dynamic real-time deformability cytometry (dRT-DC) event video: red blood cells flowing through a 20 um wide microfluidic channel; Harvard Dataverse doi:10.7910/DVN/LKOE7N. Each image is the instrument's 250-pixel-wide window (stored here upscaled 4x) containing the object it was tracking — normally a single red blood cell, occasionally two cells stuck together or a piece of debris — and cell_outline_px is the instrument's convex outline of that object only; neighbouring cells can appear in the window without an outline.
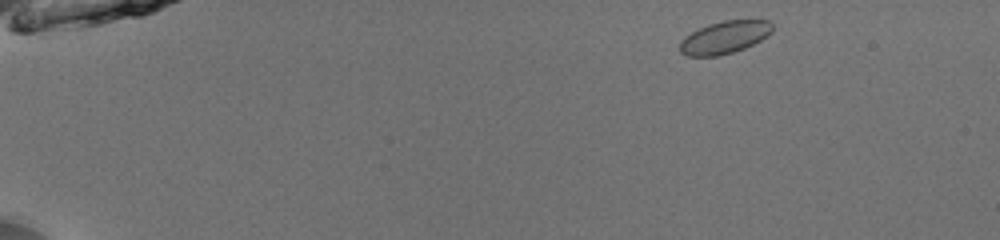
{"species": "common noctule bat (a hibernating species)", "species_latin": "Nyctalus noctula", "temperature_condition": "room temperature", "stored_images_in_passage": 46, "camera_frame_rate_fps": 3000, "um_per_image_px": 0.085, "animal": {"sex": "male", "body_mass_g": 13.0, "forearm_length_mm": 53.1}, "frame": {"image": 1, "passage_image": 1, "time_ms": 0.0, "image_size_px": [1000, 240], "cell_outline_px": [[772, 32], [760, 40], [744, 48], [720, 56], [688, 56], [680, 52], [680, 40], [684, 36], [708, 24], [724, 20], [772, 20]], "centroid_in_image_um": [61.58, 3.17], "position_along_channel_um": 23.4, "area_um2": 17.51}}
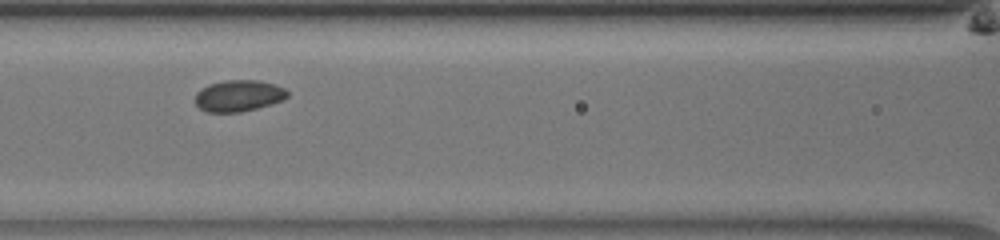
{"frame": {"image": 2, "passage_image": 19, "time_ms": 6.0, "image_size_px": [1000, 240], "cell_outline_px": [[288, 96], [284, 100], [272, 104], [240, 112], [208, 112], [200, 108], [196, 104], [196, 92], [200, 88], [208, 84], [224, 80], [260, 80], [276, 84], [284, 88], [288, 92]], "centroid_in_image_um": [20.3, 8.12], "position_along_channel_um": 146.3, "area_um2": 17.05}}
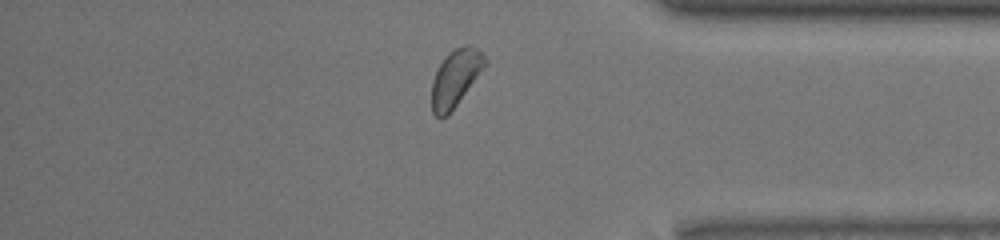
{"frame": {"image": 3, "passage_image": 39, "time_ms": 12.667, "image_size_px": [1000, 240], "cell_outline_px": [[488, 60], [456, 104], [444, 116], [436, 116], [432, 112], [432, 80], [440, 64], [448, 52], [464, 44], [472, 44]], "centroid_in_image_um": [38.69, 6.56], "position_along_channel_um": 396.5, "area_um2": 16.88}, "authors_computed_cell_mechanics": {"area_um2": 17.2822, "velocity_mm_per_s": 3.9269, "shape_relaxation_time_tau1_ms": 0.8461, "shape_relaxation_time_tau2_ms": null, "deformation_change_tau1": 0.0287, "deformation_change_tau2": null}}